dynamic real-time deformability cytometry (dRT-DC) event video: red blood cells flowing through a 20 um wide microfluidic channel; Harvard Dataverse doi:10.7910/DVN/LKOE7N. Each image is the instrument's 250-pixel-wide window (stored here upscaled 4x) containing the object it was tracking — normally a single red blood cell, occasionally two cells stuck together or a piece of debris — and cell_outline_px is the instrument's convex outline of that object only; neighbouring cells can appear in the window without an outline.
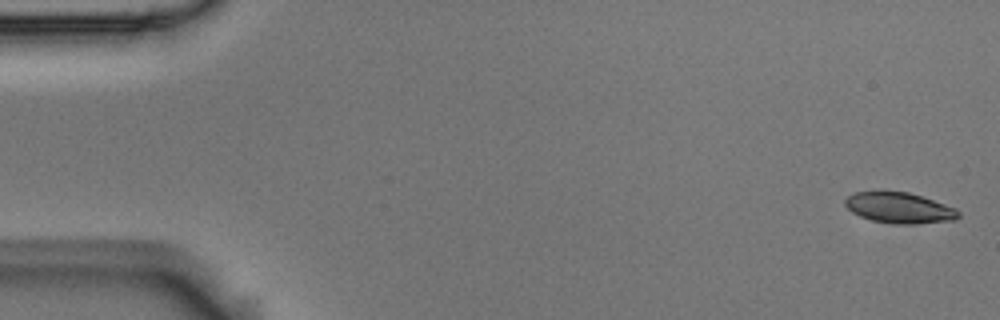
{"species": "Egyptian fruit bat (a non-hibernating species)", "species_latin": "Rousettus aegyptiacus", "temperature_condition": "room temperature", "stored_images_in_passage": 6, "segment_of_instrument_passage": [1, 2], "camera_frame_rate_fps": 3000, "um_per_image_px": 0.085, "animal": {"sex": "male"}, "frame": {"image": 1, "passage_image": 1, "time_ms": 0.0, "image_size_px": [1000, 320], "cell_outline_px": [[960, 216], [956, 220], [916, 224], [892, 224], [872, 220], [860, 216], [852, 212], [844, 204], [844, 200], [848, 196], [856, 192], [884, 188], [908, 192], [956, 208], [960, 212]], "centroid_in_image_um": [76.41, 17.63], "position_along_channel_um": 8.6, "area_um2": 20.92}}
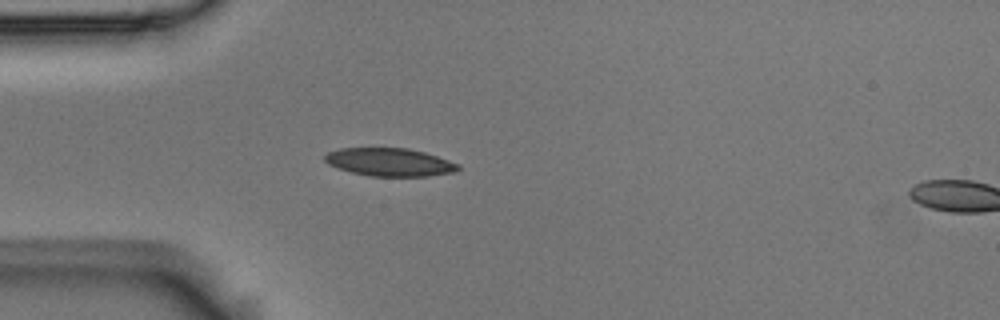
{"frame": {"image": 2, "passage_image": 5, "time_ms": 1.333, "image_size_px": [1000, 320], "cell_outline_px": [[460, 168], [452, 172], [428, 176], [368, 176], [352, 172], [328, 164], [324, 160], [324, 156], [328, 152], [340, 148], [408, 148], [424, 152], [460, 164]], "centroid_in_image_um": [33.11, 13.78], "position_along_channel_um": 51.9, "area_um2": 21.62}}